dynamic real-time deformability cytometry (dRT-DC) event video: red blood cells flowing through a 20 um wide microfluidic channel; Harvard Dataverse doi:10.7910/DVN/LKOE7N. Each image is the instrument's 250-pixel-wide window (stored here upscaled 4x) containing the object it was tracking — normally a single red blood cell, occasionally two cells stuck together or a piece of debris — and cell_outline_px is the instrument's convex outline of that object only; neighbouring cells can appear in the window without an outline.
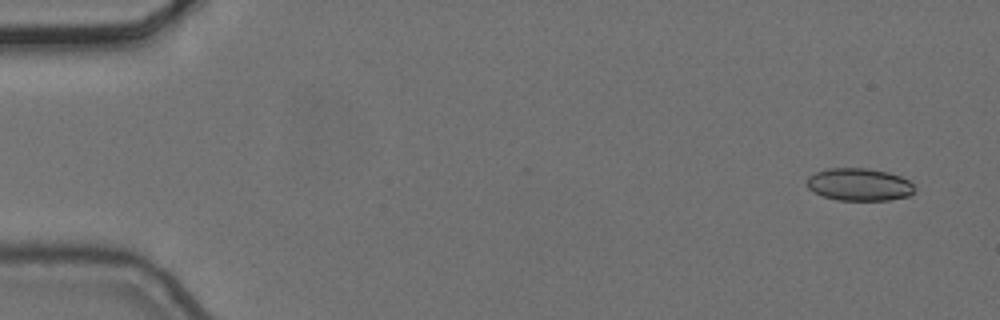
{"species": "common noctule bat (a hibernating species)", "species_latin": "Nyctalus noctula", "temperature_condition": "cold", "stored_images_in_passage": 5, "camera_frame_rate_fps": 3000, "um_per_image_px": 0.085, "animal": {"sex": "female", "body_mass_g": 24.6, "forearm_length_mm": 56.2}, "frame": {"image": 1, "passage_image": 1, "time_ms": 0.0, "image_size_px": [1000, 320], "cell_outline_px": [[916, 188], [908, 196], [888, 200], [836, 200], [824, 196], [808, 188], [808, 176], [816, 172], [828, 168], [868, 168], [888, 172], [900, 176], [908, 180]], "centroid_in_image_um": [73.04, 15.68], "position_along_channel_um": 12.0, "area_um2": 20.29}}
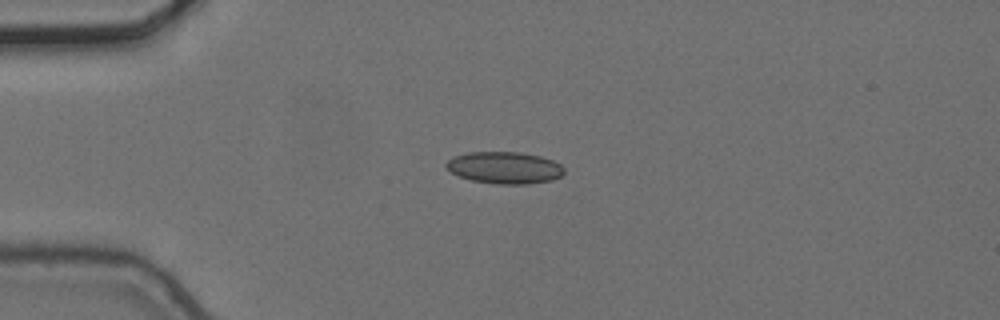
{"frame": {"image": 2, "passage_image": 4, "time_ms": 1.0, "image_size_px": [1000, 320], "cell_outline_px": [[564, 172], [560, 176], [552, 180], [528, 184], [500, 184], [472, 180], [460, 176], [452, 172], [444, 164], [452, 156], [468, 152], [520, 152], [540, 156], [552, 160], [560, 164], [564, 168]], "centroid_in_image_um": [42.89, 14.24], "position_along_channel_um": 42.1, "area_um2": 21.85}}